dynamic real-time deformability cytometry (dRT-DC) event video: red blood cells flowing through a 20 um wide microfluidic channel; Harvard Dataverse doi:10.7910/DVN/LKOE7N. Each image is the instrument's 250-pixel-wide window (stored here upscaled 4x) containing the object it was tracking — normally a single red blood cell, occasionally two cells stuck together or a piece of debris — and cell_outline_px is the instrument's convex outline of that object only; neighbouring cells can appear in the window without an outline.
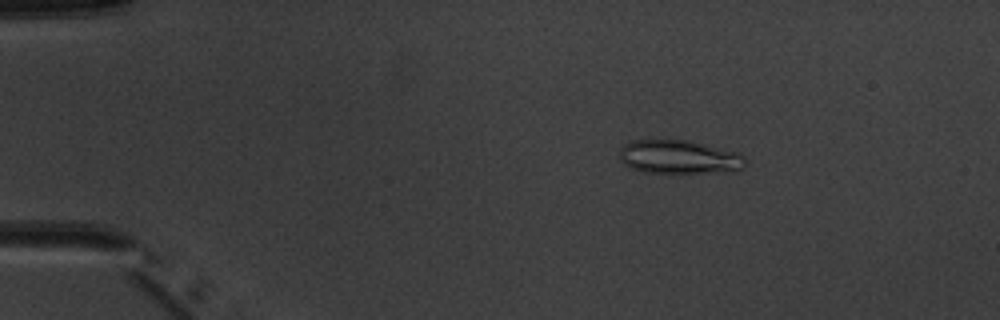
{"species": "common noctule bat (a hibernating species)", "species_latin": "Nyctalus noctula", "temperature_condition": "warm", "stored_images_in_passage": 4, "camera_frame_rate_fps": 3000, "um_per_image_px": 0.085, "animal": {"sex": "male", "body_mass_g": 20.1, "forearm_length_mm": 53.5}, "frame": {"image": 1, "passage_image": 2, "time_ms": 1.333, "image_size_px": [1000, 320], "cell_outline_px": [[744, 168], [736, 172], [644, 172], [632, 168], [624, 164], [620, 160], [620, 148], [624, 144], [632, 140], [688, 140], [736, 152], [744, 156]], "centroid_in_image_um": [57.72, 13.34], "position_along_channel_um": 27.3, "area_um2": 24.57}}